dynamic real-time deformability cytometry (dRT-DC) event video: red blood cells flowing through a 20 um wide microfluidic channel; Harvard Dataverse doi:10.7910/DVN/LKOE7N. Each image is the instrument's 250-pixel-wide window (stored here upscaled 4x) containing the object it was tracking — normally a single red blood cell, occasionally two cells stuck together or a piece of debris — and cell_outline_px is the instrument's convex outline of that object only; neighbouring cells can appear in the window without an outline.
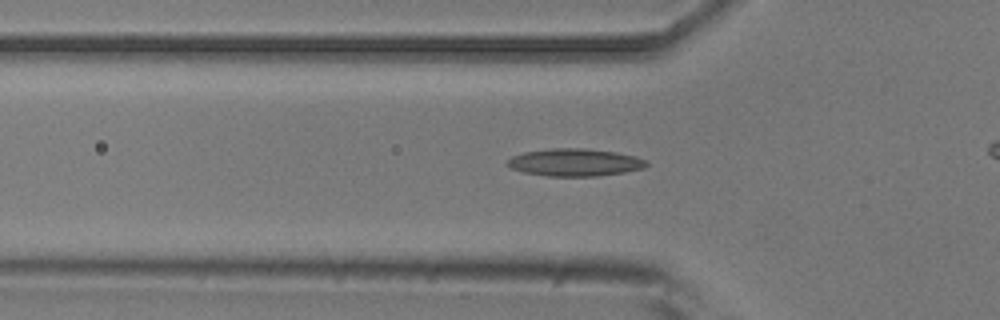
{"species": "common noctule bat (a hibernating species)", "species_latin": "Nyctalus noctula", "temperature_condition": "room temperature", "stored_images_in_passage": 38, "camera_frame_rate_fps": 3000, "um_per_image_px": 0.085, "animal": {"sex": "male", "body_mass_g": 20.5, "forearm_length_mm": 52.5}, "frame": {"image": 1, "passage_image": 17, "time_ms": 5.333, "image_size_px": [1000, 320], "cell_outline_px": [[648, 164], [644, 168], [624, 172], [600, 176], [548, 176], [524, 172], [512, 168], [504, 164], [512, 156], [524, 152], [552, 148], [584, 148], [616, 152], [636, 156], [648, 160]], "centroid_in_image_um": [48.88, 13.8], "position_along_channel_um": 76.9, "area_um2": 22.37}}
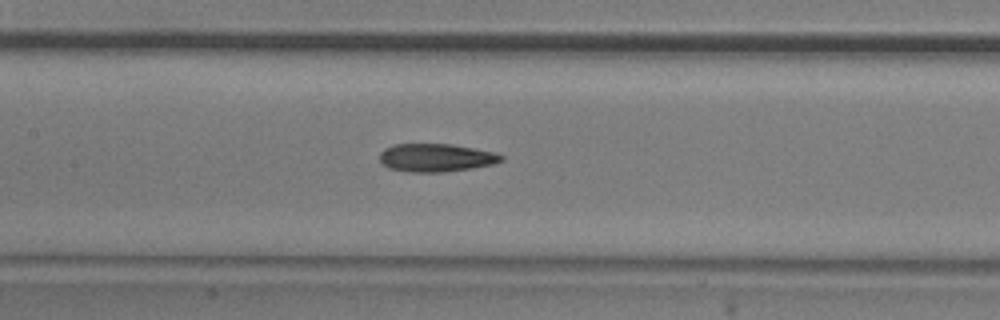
{"frame": {"image": 2, "passage_image": 24, "time_ms": 7.667, "image_size_px": [1000, 320], "cell_outline_px": [[504, 160], [492, 164], [472, 168], [444, 172], [408, 172], [388, 168], [380, 164], [380, 152], [384, 148], [392, 144], [452, 144], [492, 152], [504, 156]], "centroid_in_image_um": [37.0, 13.41], "position_along_channel_um": 170.4, "area_um2": 20.0}}
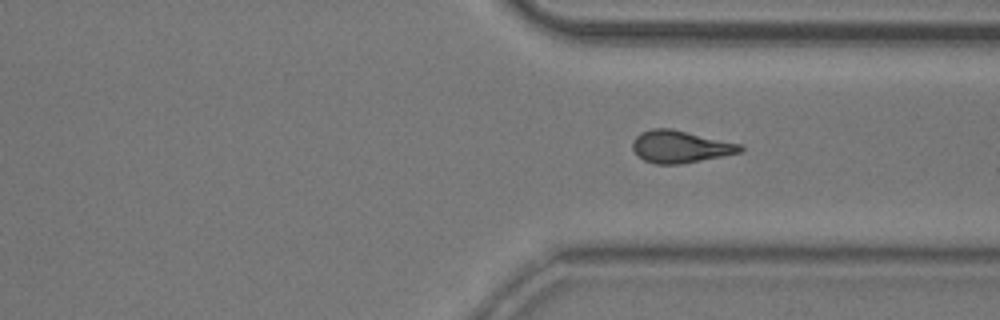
{"frame": {"image": 3, "passage_image": 38, "time_ms": 12.333, "image_size_px": [1000, 320], "cell_outline_px": [[744, 148], [740, 152], [680, 164], [656, 164], [644, 160], [632, 148], [632, 140], [640, 132], [652, 128], [672, 128], [740, 144]], "centroid_in_image_um": [57.78, 12.45], "position_along_channel_um": 353.6, "area_um2": 20.0}}